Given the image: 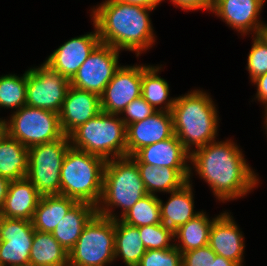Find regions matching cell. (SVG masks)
<instances>
[{
  "label": "cell",
  "mask_w": 267,
  "mask_h": 266,
  "mask_svg": "<svg viewBox=\"0 0 267 266\" xmlns=\"http://www.w3.org/2000/svg\"><path fill=\"white\" fill-rule=\"evenodd\" d=\"M190 161L219 201L245 196L259 183L238 145L231 140L214 141L192 150Z\"/></svg>",
  "instance_id": "1"
},
{
  "label": "cell",
  "mask_w": 267,
  "mask_h": 266,
  "mask_svg": "<svg viewBox=\"0 0 267 266\" xmlns=\"http://www.w3.org/2000/svg\"><path fill=\"white\" fill-rule=\"evenodd\" d=\"M152 8L119 0H106L92 10L100 42L118 49L135 51L137 56L155 42L149 13Z\"/></svg>",
  "instance_id": "2"
},
{
  "label": "cell",
  "mask_w": 267,
  "mask_h": 266,
  "mask_svg": "<svg viewBox=\"0 0 267 266\" xmlns=\"http://www.w3.org/2000/svg\"><path fill=\"white\" fill-rule=\"evenodd\" d=\"M171 114L174 134L190 154L192 146L198 149L216 141L217 109L205 92L194 90L177 97Z\"/></svg>",
  "instance_id": "3"
},
{
  "label": "cell",
  "mask_w": 267,
  "mask_h": 266,
  "mask_svg": "<svg viewBox=\"0 0 267 266\" xmlns=\"http://www.w3.org/2000/svg\"><path fill=\"white\" fill-rule=\"evenodd\" d=\"M147 194L136 162L129 156L111 158L105 163L103 191L96 207L97 214L116 220L119 216L110 210L111 207H121L122 217Z\"/></svg>",
  "instance_id": "4"
},
{
  "label": "cell",
  "mask_w": 267,
  "mask_h": 266,
  "mask_svg": "<svg viewBox=\"0 0 267 266\" xmlns=\"http://www.w3.org/2000/svg\"><path fill=\"white\" fill-rule=\"evenodd\" d=\"M105 163L99 156L70 147L60 172V195L97 207L102 197Z\"/></svg>",
  "instance_id": "5"
},
{
  "label": "cell",
  "mask_w": 267,
  "mask_h": 266,
  "mask_svg": "<svg viewBox=\"0 0 267 266\" xmlns=\"http://www.w3.org/2000/svg\"><path fill=\"white\" fill-rule=\"evenodd\" d=\"M68 136L71 147L105 161L126 157V125L118 115L101 111Z\"/></svg>",
  "instance_id": "6"
},
{
  "label": "cell",
  "mask_w": 267,
  "mask_h": 266,
  "mask_svg": "<svg viewBox=\"0 0 267 266\" xmlns=\"http://www.w3.org/2000/svg\"><path fill=\"white\" fill-rule=\"evenodd\" d=\"M115 260V220L95 214L69 251L68 266H106Z\"/></svg>",
  "instance_id": "7"
},
{
  "label": "cell",
  "mask_w": 267,
  "mask_h": 266,
  "mask_svg": "<svg viewBox=\"0 0 267 266\" xmlns=\"http://www.w3.org/2000/svg\"><path fill=\"white\" fill-rule=\"evenodd\" d=\"M71 147L68 135L28 148L26 178L41 196L60 194V172L67 150Z\"/></svg>",
  "instance_id": "8"
},
{
  "label": "cell",
  "mask_w": 267,
  "mask_h": 266,
  "mask_svg": "<svg viewBox=\"0 0 267 266\" xmlns=\"http://www.w3.org/2000/svg\"><path fill=\"white\" fill-rule=\"evenodd\" d=\"M6 134L26 148L53 142L65 135L58 113L27 105L13 112L6 121Z\"/></svg>",
  "instance_id": "9"
},
{
  "label": "cell",
  "mask_w": 267,
  "mask_h": 266,
  "mask_svg": "<svg viewBox=\"0 0 267 266\" xmlns=\"http://www.w3.org/2000/svg\"><path fill=\"white\" fill-rule=\"evenodd\" d=\"M70 80L47 64L27 70L26 105L60 113Z\"/></svg>",
  "instance_id": "10"
},
{
  "label": "cell",
  "mask_w": 267,
  "mask_h": 266,
  "mask_svg": "<svg viewBox=\"0 0 267 266\" xmlns=\"http://www.w3.org/2000/svg\"><path fill=\"white\" fill-rule=\"evenodd\" d=\"M119 50L100 43L79 67L70 80V85L99 96L120 67L118 65Z\"/></svg>",
  "instance_id": "11"
},
{
  "label": "cell",
  "mask_w": 267,
  "mask_h": 266,
  "mask_svg": "<svg viewBox=\"0 0 267 266\" xmlns=\"http://www.w3.org/2000/svg\"><path fill=\"white\" fill-rule=\"evenodd\" d=\"M34 233L31 221L3 217L0 233V266H18L29 262Z\"/></svg>",
  "instance_id": "12"
},
{
  "label": "cell",
  "mask_w": 267,
  "mask_h": 266,
  "mask_svg": "<svg viewBox=\"0 0 267 266\" xmlns=\"http://www.w3.org/2000/svg\"><path fill=\"white\" fill-rule=\"evenodd\" d=\"M142 65L120 66L100 95L101 110L121 115L124 108L141 96Z\"/></svg>",
  "instance_id": "13"
},
{
  "label": "cell",
  "mask_w": 267,
  "mask_h": 266,
  "mask_svg": "<svg viewBox=\"0 0 267 266\" xmlns=\"http://www.w3.org/2000/svg\"><path fill=\"white\" fill-rule=\"evenodd\" d=\"M95 31L80 37H75L57 48L44 62L51 69L71 80L79 67L86 61L93 50L101 43Z\"/></svg>",
  "instance_id": "14"
},
{
  "label": "cell",
  "mask_w": 267,
  "mask_h": 266,
  "mask_svg": "<svg viewBox=\"0 0 267 266\" xmlns=\"http://www.w3.org/2000/svg\"><path fill=\"white\" fill-rule=\"evenodd\" d=\"M126 156H133L139 149L174 135L171 112L157 110L146 119L126 127Z\"/></svg>",
  "instance_id": "15"
},
{
  "label": "cell",
  "mask_w": 267,
  "mask_h": 266,
  "mask_svg": "<svg viewBox=\"0 0 267 266\" xmlns=\"http://www.w3.org/2000/svg\"><path fill=\"white\" fill-rule=\"evenodd\" d=\"M265 0H214L211 11L221 17L229 27L244 34H261L267 24L258 20Z\"/></svg>",
  "instance_id": "16"
},
{
  "label": "cell",
  "mask_w": 267,
  "mask_h": 266,
  "mask_svg": "<svg viewBox=\"0 0 267 266\" xmlns=\"http://www.w3.org/2000/svg\"><path fill=\"white\" fill-rule=\"evenodd\" d=\"M101 111L98 94L70 86L59 113L63 133L69 135L79 125L86 123Z\"/></svg>",
  "instance_id": "17"
},
{
  "label": "cell",
  "mask_w": 267,
  "mask_h": 266,
  "mask_svg": "<svg viewBox=\"0 0 267 266\" xmlns=\"http://www.w3.org/2000/svg\"><path fill=\"white\" fill-rule=\"evenodd\" d=\"M208 245L215 254L235 262L238 266L243 265L244 237L228 212L221 213L213 221Z\"/></svg>",
  "instance_id": "18"
},
{
  "label": "cell",
  "mask_w": 267,
  "mask_h": 266,
  "mask_svg": "<svg viewBox=\"0 0 267 266\" xmlns=\"http://www.w3.org/2000/svg\"><path fill=\"white\" fill-rule=\"evenodd\" d=\"M130 157L136 163H146L157 167L190 168L187 164L190 160V153L175 134L168 139L139 149Z\"/></svg>",
  "instance_id": "19"
},
{
  "label": "cell",
  "mask_w": 267,
  "mask_h": 266,
  "mask_svg": "<svg viewBox=\"0 0 267 266\" xmlns=\"http://www.w3.org/2000/svg\"><path fill=\"white\" fill-rule=\"evenodd\" d=\"M41 195L27 179L11 181L1 213L7 218L31 221Z\"/></svg>",
  "instance_id": "20"
},
{
  "label": "cell",
  "mask_w": 267,
  "mask_h": 266,
  "mask_svg": "<svg viewBox=\"0 0 267 266\" xmlns=\"http://www.w3.org/2000/svg\"><path fill=\"white\" fill-rule=\"evenodd\" d=\"M140 177L148 194L180 189L191 178V168L157 167L146 163H136Z\"/></svg>",
  "instance_id": "21"
},
{
  "label": "cell",
  "mask_w": 267,
  "mask_h": 266,
  "mask_svg": "<svg viewBox=\"0 0 267 266\" xmlns=\"http://www.w3.org/2000/svg\"><path fill=\"white\" fill-rule=\"evenodd\" d=\"M192 190L189 180L180 189L170 192V198L166 203L163 204L159 199L162 224L173 232L201 213L194 211Z\"/></svg>",
  "instance_id": "22"
},
{
  "label": "cell",
  "mask_w": 267,
  "mask_h": 266,
  "mask_svg": "<svg viewBox=\"0 0 267 266\" xmlns=\"http://www.w3.org/2000/svg\"><path fill=\"white\" fill-rule=\"evenodd\" d=\"M97 213L94 205L77 202L52 232L53 237L69 253L79 239L85 225Z\"/></svg>",
  "instance_id": "23"
},
{
  "label": "cell",
  "mask_w": 267,
  "mask_h": 266,
  "mask_svg": "<svg viewBox=\"0 0 267 266\" xmlns=\"http://www.w3.org/2000/svg\"><path fill=\"white\" fill-rule=\"evenodd\" d=\"M76 203V200L60 194L41 196L31 220L34 229L52 233Z\"/></svg>",
  "instance_id": "24"
},
{
  "label": "cell",
  "mask_w": 267,
  "mask_h": 266,
  "mask_svg": "<svg viewBox=\"0 0 267 266\" xmlns=\"http://www.w3.org/2000/svg\"><path fill=\"white\" fill-rule=\"evenodd\" d=\"M28 148L7 134L0 140V176L10 181L26 178Z\"/></svg>",
  "instance_id": "25"
},
{
  "label": "cell",
  "mask_w": 267,
  "mask_h": 266,
  "mask_svg": "<svg viewBox=\"0 0 267 266\" xmlns=\"http://www.w3.org/2000/svg\"><path fill=\"white\" fill-rule=\"evenodd\" d=\"M146 252L143 245L139 228L122 222L119 218L115 220V260L123 259L127 266H137Z\"/></svg>",
  "instance_id": "26"
},
{
  "label": "cell",
  "mask_w": 267,
  "mask_h": 266,
  "mask_svg": "<svg viewBox=\"0 0 267 266\" xmlns=\"http://www.w3.org/2000/svg\"><path fill=\"white\" fill-rule=\"evenodd\" d=\"M161 67L159 66H144L142 65V85L141 96L150 104L156 111L171 112L174 106L175 98L169 99V84L161 78L157 73ZM169 99V100H168ZM165 104L164 107L157 106Z\"/></svg>",
  "instance_id": "27"
},
{
  "label": "cell",
  "mask_w": 267,
  "mask_h": 266,
  "mask_svg": "<svg viewBox=\"0 0 267 266\" xmlns=\"http://www.w3.org/2000/svg\"><path fill=\"white\" fill-rule=\"evenodd\" d=\"M68 254L52 233L35 230L30 262L38 266H68Z\"/></svg>",
  "instance_id": "28"
},
{
  "label": "cell",
  "mask_w": 267,
  "mask_h": 266,
  "mask_svg": "<svg viewBox=\"0 0 267 266\" xmlns=\"http://www.w3.org/2000/svg\"><path fill=\"white\" fill-rule=\"evenodd\" d=\"M216 218L209 220L202 211L174 232V238L177 237L179 243L181 242V244L174 243V246L183 253L208 245L211 225Z\"/></svg>",
  "instance_id": "29"
},
{
  "label": "cell",
  "mask_w": 267,
  "mask_h": 266,
  "mask_svg": "<svg viewBox=\"0 0 267 266\" xmlns=\"http://www.w3.org/2000/svg\"><path fill=\"white\" fill-rule=\"evenodd\" d=\"M119 219L134 227L162 223L158 196L152 194L145 195Z\"/></svg>",
  "instance_id": "30"
},
{
  "label": "cell",
  "mask_w": 267,
  "mask_h": 266,
  "mask_svg": "<svg viewBox=\"0 0 267 266\" xmlns=\"http://www.w3.org/2000/svg\"><path fill=\"white\" fill-rule=\"evenodd\" d=\"M27 71L19 77L9 74L0 77V107L20 109L26 105Z\"/></svg>",
  "instance_id": "31"
},
{
  "label": "cell",
  "mask_w": 267,
  "mask_h": 266,
  "mask_svg": "<svg viewBox=\"0 0 267 266\" xmlns=\"http://www.w3.org/2000/svg\"><path fill=\"white\" fill-rule=\"evenodd\" d=\"M138 228L146 250L168 249L174 247V244L170 243L172 239L175 241L174 232L164 224L160 223Z\"/></svg>",
  "instance_id": "32"
},
{
  "label": "cell",
  "mask_w": 267,
  "mask_h": 266,
  "mask_svg": "<svg viewBox=\"0 0 267 266\" xmlns=\"http://www.w3.org/2000/svg\"><path fill=\"white\" fill-rule=\"evenodd\" d=\"M253 36L246 67L251 81L267 72V39L262 34Z\"/></svg>",
  "instance_id": "33"
},
{
  "label": "cell",
  "mask_w": 267,
  "mask_h": 266,
  "mask_svg": "<svg viewBox=\"0 0 267 266\" xmlns=\"http://www.w3.org/2000/svg\"><path fill=\"white\" fill-rule=\"evenodd\" d=\"M137 266H182V253L175 246L146 250Z\"/></svg>",
  "instance_id": "34"
},
{
  "label": "cell",
  "mask_w": 267,
  "mask_h": 266,
  "mask_svg": "<svg viewBox=\"0 0 267 266\" xmlns=\"http://www.w3.org/2000/svg\"><path fill=\"white\" fill-rule=\"evenodd\" d=\"M155 112L156 110L148 104L142 96H140L139 98L131 101L124 108L121 114L125 113V116L124 118L121 117V119L127 127L129 124L146 119Z\"/></svg>",
  "instance_id": "35"
},
{
  "label": "cell",
  "mask_w": 267,
  "mask_h": 266,
  "mask_svg": "<svg viewBox=\"0 0 267 266\" xmlns=\"http://www.w3.org/2000/svg\"><path fill=\"white\" fill-rule=\"evenodd\" d=\"M216 254L209 245L182 253V266H212Z\"/></svg>",
  "instance_id": "36"
},
{
  "label": "cell",
  "mask_w": 267,
  "mask_h": 266,
  "mask_svg": "<svg viewBox=\"0 0 267 266\" xmlns=\"http://www.w3.org/2000/svg\"><path fill=\"white\" fill-rule=\"evenodd\" d=\"M175 6L185 10H210L212 9V0H171Z\"/></svg>",
  "instance_id": "37"
},
{
  "label": "cell",
  "mask_w": 267,
  "mask_h": 266,
  "mask_svg": "<svg viewBox=\"0 0 267 266\" xmlns=\"http://www.w3.org/2000/svg\"><path fill=\"white\" fill-rule=\"evenodd\" d=\"M252 83L257 86L256 98L267 108V72L253 79Z\"/></svg>",
  "instance_id": "38"
},
{
  "label": "cell",
  "mask_w": 267,
  "mask_h": 266,
  "mask_svg": "<svg viewBox=\"0 0 267 266\" xmlns=\"http://www.w3.org/2000/svg\"><path fill=\"white\" fill-rule=\"evenodd\" d=\"M124 3L155 9L162 0H119Z\"/></svg>",
  "instance_id": "39"
},
{
  "label": "cell",
  "mask_w": 267,
  "mask_h": 266,
  "mask_svg": "<svg viewBox=\"0 0 267 266\" xmlns=\"http://www.w3.org/2000/svg\"><path fill=\"white\" fill-rule=\"evenodd\" d=\"M10 182L11 181L7 178L0 176V211L2 210V207L4 205Z\"/></svg>",
  "instance_id": "40"
},
{
  "label": "cell",
  "mask_w": 267,
  "mask_h": 266,
  "mask_svg": "<svg viewBox=\"0 0 267 266\" xmlns=\"http://www.w3.org/2000/svg\"><path fill=\"white\" fill-rule=\"evenodd\" d=\"M212 266H238V265L235 262L226 259L221 255L216 254L214 261H212Z\"/></svg>",
  "instance_id": "41"
},
{
  "label": "cell",
  "mask_w": 267,
  "mask_h": 266,
  "mask_svg": "<svg viewBox=\"0 0 267 266\" xmlns=\"http://www.w3.org/2000/svg\"><path fill=\"white\" fill-rule=\"evenodd\" d=\"M6 134V121H0V140L5 136Z\"/></svg>",
  "instance_id": "42"
},
{
  "label": "cell",
  "mask_w": 267,
  "mask_h": 266,
  "mask_svg": "<svg viewBox=\"0 0 267 266\" xmlns=\"http://www.w3.org/2000/svg\"><path fill=\"white\" fill-rule=\"evenodd\" d=\"M18 266H38V265H36V264H34V263L29 261V262H26V263L18 265Z\"/></svg>",
  "instance_id": "43"
},
{
  "label": "cell",
  "mask_w": 267,
  "mask_h": 266,
  "mask_svg": "<svg viewBox=\"0 0 267 266\" xmlns=\"http://www.w3.org/2000/svg\"><path fill=\"white\" fill-rule=\"evenodd\" d=\"M261 34L267 39V25H266V27L263 29V31L261 32Z\"/></svg>",
  "instance_id": "44"
},
{
  "label": "cell",
  "mask_w": 267,
  "mask_h": 266,
  "mask_svg": "<svg viewBox=\"0 0 267 266\" xmlns=\"http://www.w3.org/2000/svg\"><path fill=\"white\" fill-rule=\"evenodd\" d=\"M3 215H2V213H1V211H0V233H1V225H2V221H3Z\"/></svg>",
  "instance_id": "45"
},
{
  "label": "cell",
  "mask_w": 267,
  "mask_h": 266,
  "mask_svg": "<svg viewBox=\"0 0 267 266\" xmlns=\"http://www.w3.org/2000/svg\"><path fill=\"white\" fill-rule=\"evenodd\" d=\"M265 111H266V112H265L266 114L264 115V116H265V121H264V122H265V124H266V130H267V109H266V108H265Z\"/></svg>",
  "instance_id": "46"
}]
</instances>
